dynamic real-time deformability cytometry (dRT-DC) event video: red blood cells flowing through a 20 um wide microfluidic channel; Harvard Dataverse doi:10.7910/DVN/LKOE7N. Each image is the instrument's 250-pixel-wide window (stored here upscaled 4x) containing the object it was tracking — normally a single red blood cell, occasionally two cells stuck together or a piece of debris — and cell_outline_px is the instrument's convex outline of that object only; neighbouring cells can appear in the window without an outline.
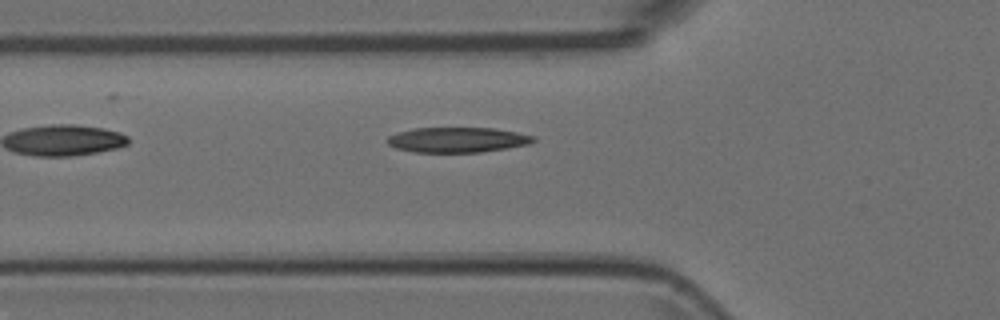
{"species": "Egyptian fruit bat (a non-hibernating species)", "species_latin": "Rousettus aegyptiacus", "temperature_condition": "room temperature", "stored_images_in_passage": 2, "camera_frame_rate_fps": 3000, "um_per_image_px": 0.085, "animal": {"sex": "female"}, "frame": {"image": 1, "passage_image": 2, "time_ms": 0.333, "image_size_px": [1000, 320], "cell_outline_px": [[536, 140], [528, 144], [508, 148], [480, 152], [416, 152], [396, 148], [388, 144], [388, 136], [412, 128], [492, 128], [516, 132], [536, 136]], "centroid_in_image_um": [38.91, 11.88], "position_along_channel_um": 86.9, "area_um2": 21.27}}